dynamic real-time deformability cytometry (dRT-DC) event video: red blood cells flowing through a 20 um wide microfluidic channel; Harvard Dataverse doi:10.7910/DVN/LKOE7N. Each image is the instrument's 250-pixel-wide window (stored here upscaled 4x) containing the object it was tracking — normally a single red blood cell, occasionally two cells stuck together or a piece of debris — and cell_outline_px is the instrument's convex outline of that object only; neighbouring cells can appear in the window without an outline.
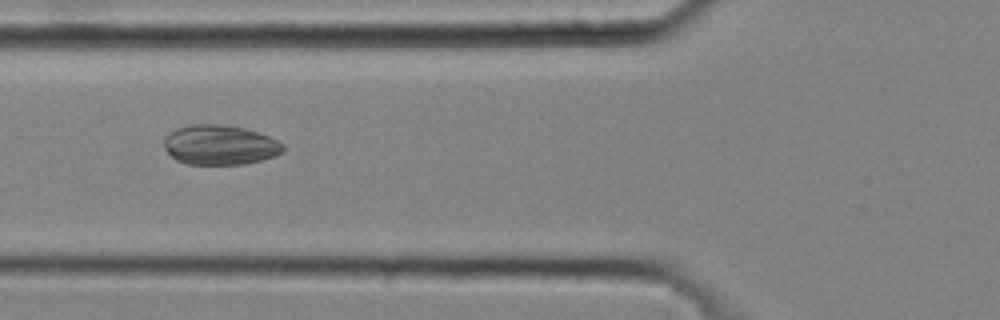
{"species": "common noctule bat (a hibernating species)", "species_latin": "Nyctalus noctula", "temperature_condition": "cold", "stored_images_in_passage": 25, "camera_frame_rate_fps": 3000, "um_per_image_px": 0.085, "animal": {"sex": "male", "body_mass_g": 20.4}, "frame": {"image": 1, "passage_image": 15, "time_ms": 4.667, "image_size_px": [1000, 320], "cell_outline_px": [[284, 152], [276, 156], [244, 164], [184, 164], [176, 160], [164, 148], [164, 136], [168, 132], [176, 128], [188, 124], [224, 124], [244, 128], [268, 136], [284, 144]], "centroid_in_image_um": [18.66, 12.31], "position_along_channel_um": 107.1, "area_um2": 27.86}}
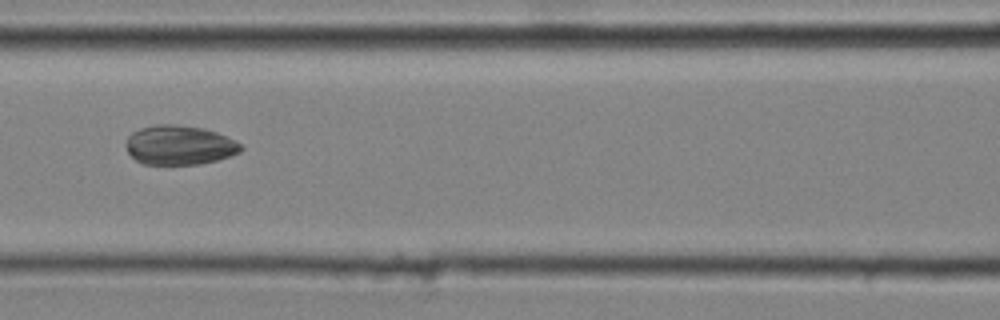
{"frame": {"image": 2, "passage_image": 18, "time_ms": 5.667, "image_size_px": [1000, 320], "cell_outline_px": [[244, 148], [240, 152], [216, 160], [200, 164], [144, 164], [136, 160], [128, 152], [124, 144], [128, 136], [132, 132], [140, 128], [156, 124], [176, 124], [204, 128], [216, 132], [236, 140]], "centroid_in_image_um": [15.23, 12.32], "position_along_channel_um": 151.4, "area_um2": 26.47}}
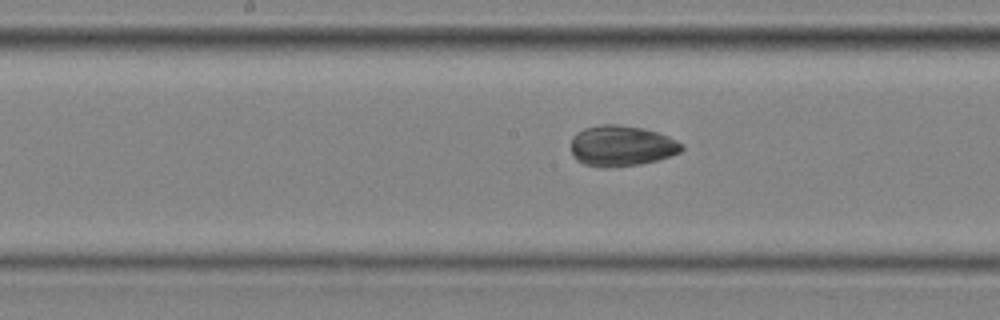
{"frame": {"image": 3, "passage_image": 21, "time_ms": 6.667, "image_size_px": [1000, 320], "cell_outline_px": [[684, 148], [680, 152], [656, 160], [640, 164], [612, 168], [600, 168], [584, 164], [576, 160], [572, 152], [572, 136], [576, 132], [584, 128], [600, 124], [620, 124], [644, 128], [668, 136], [684, 144]], "centroid_in_image_um": [52.81, 12.4], "position_along_channel_um": 195.4, "area_um2": 26.53}}